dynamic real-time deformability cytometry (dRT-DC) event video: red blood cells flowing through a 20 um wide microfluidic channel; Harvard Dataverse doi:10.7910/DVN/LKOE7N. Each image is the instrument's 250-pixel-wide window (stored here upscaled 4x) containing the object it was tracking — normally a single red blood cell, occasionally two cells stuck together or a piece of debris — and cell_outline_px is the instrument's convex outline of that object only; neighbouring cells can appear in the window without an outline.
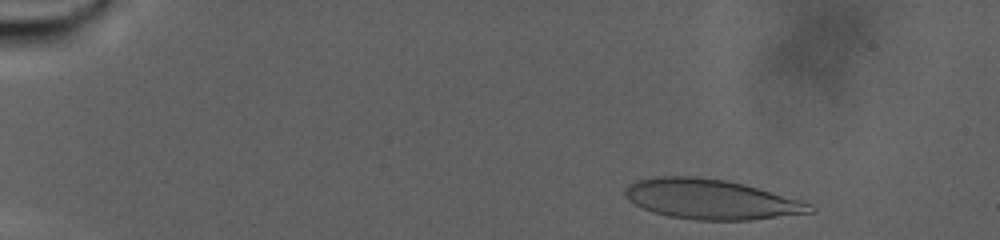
{"species": "human", "species_latin": "Homo sapiens", "temperature_condition": "warm", "stored_images_in_passage": 74, "camera_frame_rate_fps": 3000, "um_per_image_px": 0.085, "donor": {"sex": "male"}, "frame": {"image": 1, "passage_image": 6, "time_ms": 1.667, "image_size_px": [1000, 240], "cell_outline_px": [[816, 212], [752, 220], [696, 220], [668, 216], [652, 212], [628, 200], [624, 196], [624, 192], [628, 184], [636, 180], [656, 176], [692, 176], [728, 180], [744, 184], [800, 200], [812, 204], [816, 208]], "centroid_in_image_um": [60.44, 16.94], "position_along_channel_um": 24.6, "area_um2": 43.23}}
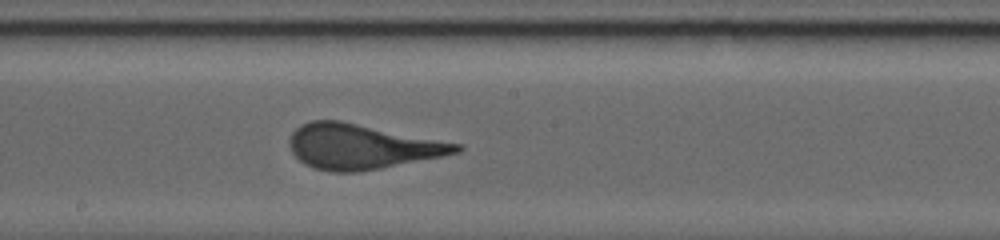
{"frame": {"image": 2, "passage_image": 47, "time_ms": 15.333, "image_size_px": [1000, 240], "cell_outline_px": [[464, 148], [460, 152], [444, 156], [360, 172], [328, 172], [312, 168], [304, 164], [292, 152], [288, 144], [288, 140], [292, 132], [300, 124], [312, 120], [340, 120], [464, 144]], "centroid_in_image_um": [30.75, 12.46], "position_along_channel_um": 217.4, "area_um2": 44.22}}
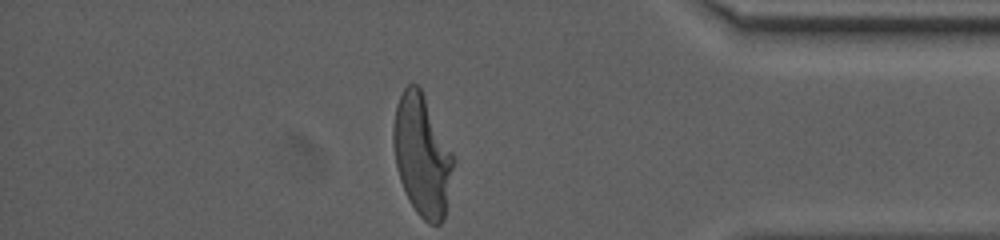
{"frame": {"image": 3, "passage_image": 74, "time_ms": 24.333, "image_size_px": [1000, 240], "cell_outline_px": [[456, 160], [444, 220], [440, 224], [428, 224], [416, 212], [400, 180], [396, 168], [392, 144], [392, 124], [396, 104], [404, 88], [408, 84], [416, 84], [420, 88]], "centroid_in_image_um": [35.87, 13.23], "position_along_channel_um": 399.3, "area_um2": 42.48}}